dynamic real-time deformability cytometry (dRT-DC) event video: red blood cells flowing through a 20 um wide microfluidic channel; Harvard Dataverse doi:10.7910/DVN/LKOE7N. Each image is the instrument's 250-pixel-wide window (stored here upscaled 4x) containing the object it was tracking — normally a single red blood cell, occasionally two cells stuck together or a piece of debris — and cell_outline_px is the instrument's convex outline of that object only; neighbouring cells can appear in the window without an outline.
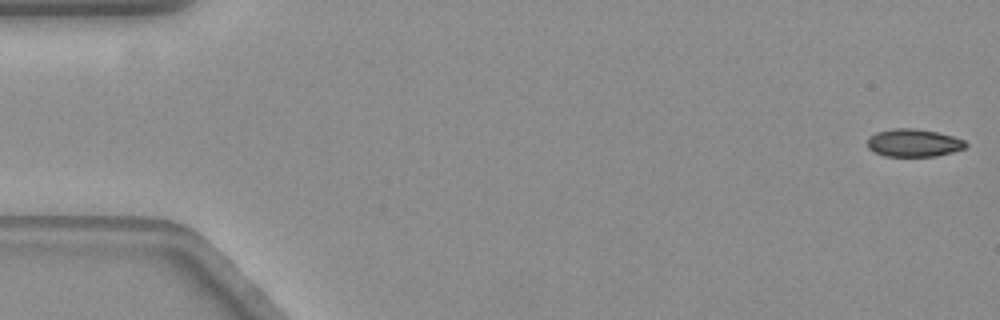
{"species": "common noctule bat (a hibernating species)", "species_latin": "Nyctalus noctula", "temperature_condition": "warm", "stored_images_in_passage": 58, "camera_frame_rate_fps": 3000, "um_per_image_px": 0.085, "animal": {"sex": "female", "body_mass_g": 19.3, "forearm_length_mm": 54.1}, "frame": {"image": 1, "passage_image": 1, "time_ms": 0.0, "image_size_px": [1000, 320], "cell_outline_px": [[968, 144], [964, 148], [952, 152], [936, 156], [884, 156], [872, 152], [868, 148], [868, 140], [876, 132], [896, 128], [912, 128], [936, 132], [952, 136], [964, 140]], "centroid_in_image_um": [77.65, 12.15], "position_along_channel_um": 7.4, "area_um2": 15.78}}
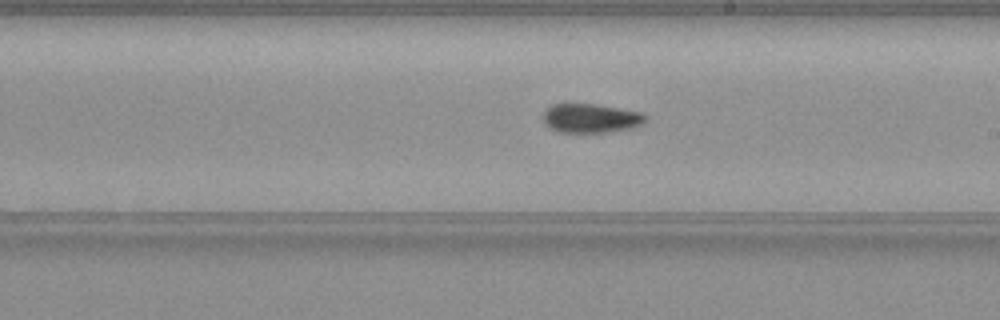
{"frame": {"image": 2, "passage_image": 33, "time_ms": 10.667, "image_size_px": [1000, 320], "cell_outline_px": [[644, 120], [640, 124], [632, 128], [612, 132], [560, 132], [544, 124], [544, 112], [552, 104], [596, 104], [620, 108], [640, 112], [644, 116]], "centroid_in_image_um": [50.2, 10.05], "position_along_channel_um": 238.8, "area_um2": 17.11}}
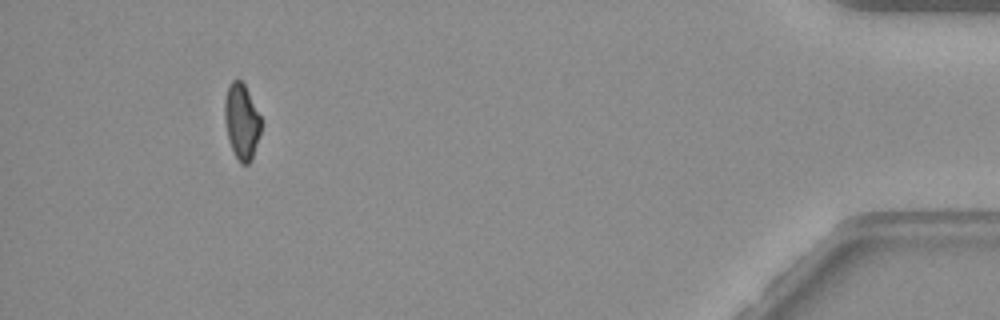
{"frame": {"image": 3, "passage_image": 54, "time_ms": 17.667, "image_size_px": [1000, 320], "cell_outline_px": [[260, 132], [252, 160], [248, 164], [240, 164], [228, 140], [224, 120], [224, 100], [228, 84], [232, 80], [240, 80], [244, 84], [260, 116]], "centroid_in_image_um": [20.51, 10.33], "position_along_channel_um": 414.7, "area_um2": 15.95}, "authors_computed_cell_mechanics": {"area_um2": 17.1955, "velocity_mm_per_s": 3.5296, "shape_relaxation_time_tau1_ms": 8.3045, "shape_relaxation_time_tau2_ms": 3.9823, "deformation_change_tau1": 0.1936, "deformation_change_tau2": 0.0851}}